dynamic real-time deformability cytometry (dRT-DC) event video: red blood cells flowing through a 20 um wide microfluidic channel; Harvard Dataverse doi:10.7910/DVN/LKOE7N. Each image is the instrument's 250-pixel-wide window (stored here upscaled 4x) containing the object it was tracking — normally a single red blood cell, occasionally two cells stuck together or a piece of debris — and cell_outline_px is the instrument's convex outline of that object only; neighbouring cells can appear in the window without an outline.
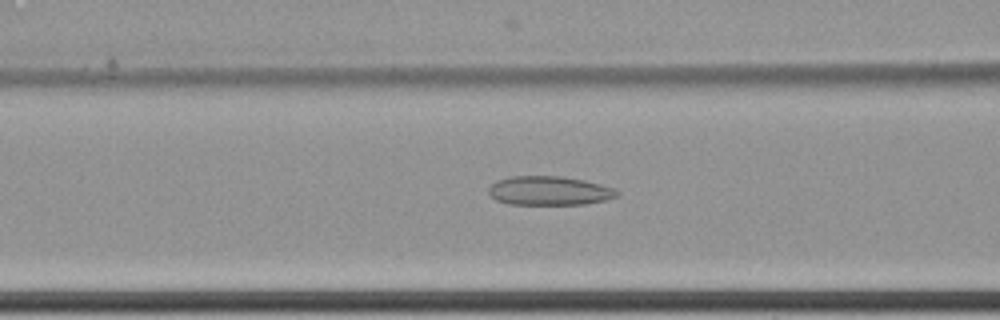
{"species": "common noctule bat (a hibernating species)", "species_latin": "Nyctalus noctula", "temperature_condition": "cold", "stored_images_in_passage": 7, "camera_frame_rate_fps": 3000, "um_per_image_px": 0.085, "animal": {"sex": "female", "body_mass_g": 22.7, "forearm_length_mm": 54.2}, "frame": {"image": 1, "passage_image": 7, "time_ms": 2.0, "image_size_px": [1000, 320], "cell_outline_px": [[620, 196], [604, 200], [584, 204], [508, 204], [496, 200], [488, 192], [488, 188], [496, 180], [508, 176], [560, 176], [584, 180], [616, 188], [620, 192]], "centroid_in_image_um": [46.7, 16.2], "position_along_channel_um": 119.9, "area_um2": 21.85}}